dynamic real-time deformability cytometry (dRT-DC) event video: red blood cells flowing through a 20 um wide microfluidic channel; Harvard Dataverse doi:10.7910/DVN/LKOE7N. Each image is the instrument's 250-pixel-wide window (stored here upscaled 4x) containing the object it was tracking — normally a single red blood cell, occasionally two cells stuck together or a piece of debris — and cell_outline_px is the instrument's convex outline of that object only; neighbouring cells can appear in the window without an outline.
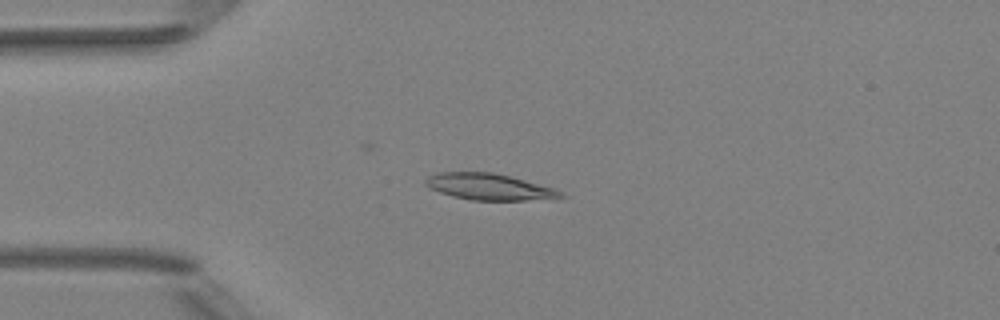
{"species": "Egyptian fruit bat (a non-hibernating species)", "species_latin": "Rousettus aegyptiacus", "temperature_condition": "room temperature", "stored_images_in_passage": 3, "camera_frame_rate_fps": 3000, "um_per_image_px": 0.085, "animal": {"sex": "female"}, "frame": {"image": 1, "passage_image": 3, "time_ms": 2.333, "image_size_px": [1000, 320], "cell_outline_px": [[568, 196], [524, 200], [472, 200], [452, 196], [440, 192], [424, 184], [424, 180], [428, 176], [440, 172], [492, 172], [556, 188]], "centroid_in_image_um": [41.56, 15.87], "position_along_channel_um": 43.4, "area_um2": 20.52}}